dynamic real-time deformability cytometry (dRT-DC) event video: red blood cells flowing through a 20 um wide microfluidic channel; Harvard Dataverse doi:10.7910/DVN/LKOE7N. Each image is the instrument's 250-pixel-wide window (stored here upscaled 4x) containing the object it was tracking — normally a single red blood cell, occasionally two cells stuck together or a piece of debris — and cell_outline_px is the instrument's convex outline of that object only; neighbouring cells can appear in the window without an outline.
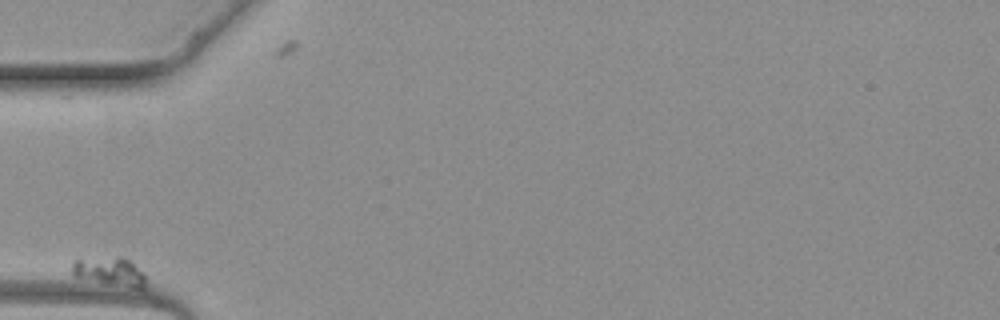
{"species": "common noctule bat (a hibernating species)", "species_latin": "Nyctalus noctula", "temperature_condition": "warm", "stored_images_in_passage": 8, "camera_frame_rate_fps": 3000, "um_per_image_px": 0.085, "animal": {"sex": "female", "body_mass_g": 19.3, "forearm_length_mm": 54.1}, "frame": {"image": 1, "passage_image": 1, "time_ms": 0.0, "image_size_px": [1000, 320], "cell_outline_px": [[144, 292], [72, 276], [72, 264], [80, 256], [124, 256], [144, 272]], "centroid_in_image_um": [9.33, 23.07], "position_along_channel_um": 75.7, "area_um2": 13.18}}
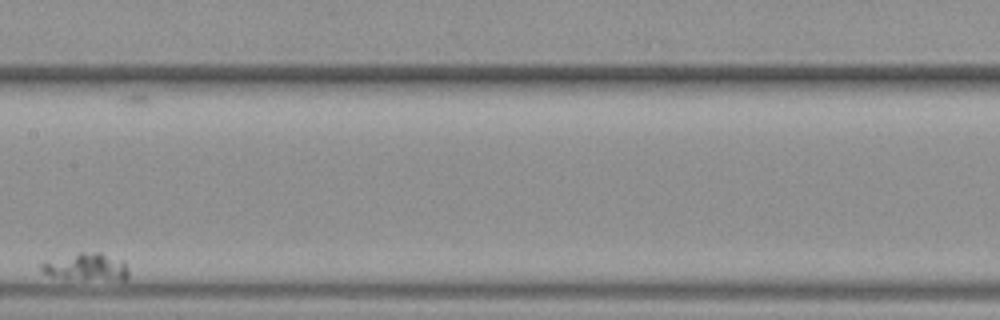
{"frame": {"image": 2, "passage_image": 5, "time_ms": 5.0, "image_size_px": [1000, 320], "cell_outline_px": [[128, 276], [124, 280], [120, 280], [52, 276], [44, 272], [40, 268], [40, 264], [80, 252], [100, 252], [124, 260], [128, 268]], "centroid_in_image_um": [7.44, 22.66], "position_along_channel_um": 200.0, "area_um2": 13.35}}
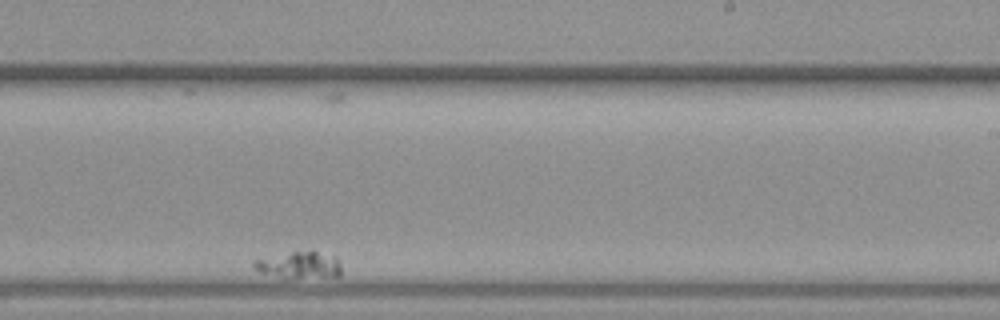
{"frame": {"image": 3, "passage_image": 7, "time_ms": 7.333, "image_size_px": [1000, 320], "cell_outline_px": [[340, 276], [288, 280], [260, 272], [252, 264], [252, 260], [312, 248], [336, 256], [340, 264]], "centroid_in_image_um": [25.48, 22.53], "position_along_channel_um": 263.5, "area_um2": 14.45}}